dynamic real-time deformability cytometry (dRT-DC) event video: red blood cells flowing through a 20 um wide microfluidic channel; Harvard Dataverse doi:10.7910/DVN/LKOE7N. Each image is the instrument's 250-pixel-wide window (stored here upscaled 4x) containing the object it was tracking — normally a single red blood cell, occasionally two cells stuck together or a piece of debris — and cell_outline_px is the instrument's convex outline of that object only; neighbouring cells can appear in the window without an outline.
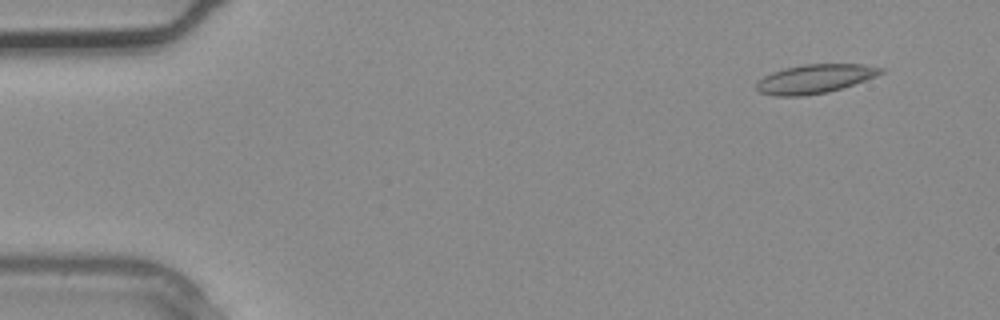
{"species": "common noctule bat (a hibernating species)", "species_latin": "Nyctalus noctula", "temperature_condition": "warm", "stored_images_in_passage": 2, "camera_frame_rate_fps": 3000, "um_per_image_px": 0.085, "animal": {"sex": "male", "body_mass_g": 20.4}, "frame": {"image": 1, "passage_image": 1, "time_ms": 0.0, "image_size_px": [1000, 320], "cell_outline_px": [[884, 72], [876, 76], [828, 92], [804, 96], [776, 96], [760, 92], [756, 88], [756, 80], [772, 72], [784, 68], [804, 64], [864, 64], [884, 68]], "centroid_in_image_um": [69.23, 6.69], "position_along_channel_um": 15.8, "area_um2": 20.92}}
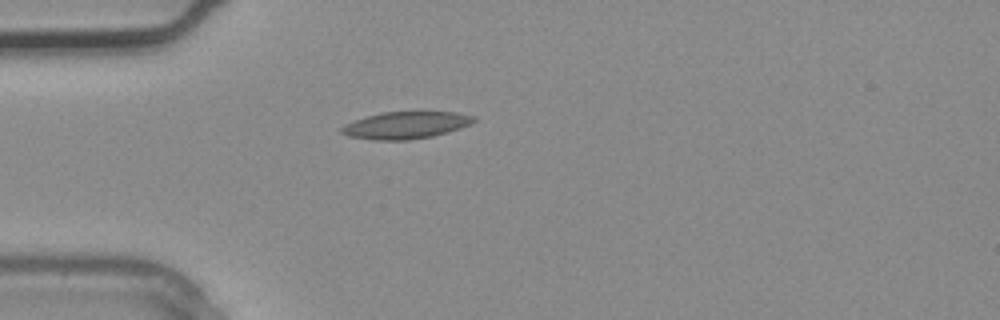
{"frame": {"image": 2, "passage_image": 2, "time_ms": 0.333, "image_size_px": [1000, 320], "cell_outline_px": [[476, 120], [460, 128], [448, 132], [432, 136], [408, 140], [372, 140], [348, 136], [340, 132], [340, 128], [356, 120], [380, 112], [456, 112], [476, 116]], "centroid_in_image_um": [34.5, 10.64], "position_along_channel_um": 50.5, "area_um2": 20.69}}